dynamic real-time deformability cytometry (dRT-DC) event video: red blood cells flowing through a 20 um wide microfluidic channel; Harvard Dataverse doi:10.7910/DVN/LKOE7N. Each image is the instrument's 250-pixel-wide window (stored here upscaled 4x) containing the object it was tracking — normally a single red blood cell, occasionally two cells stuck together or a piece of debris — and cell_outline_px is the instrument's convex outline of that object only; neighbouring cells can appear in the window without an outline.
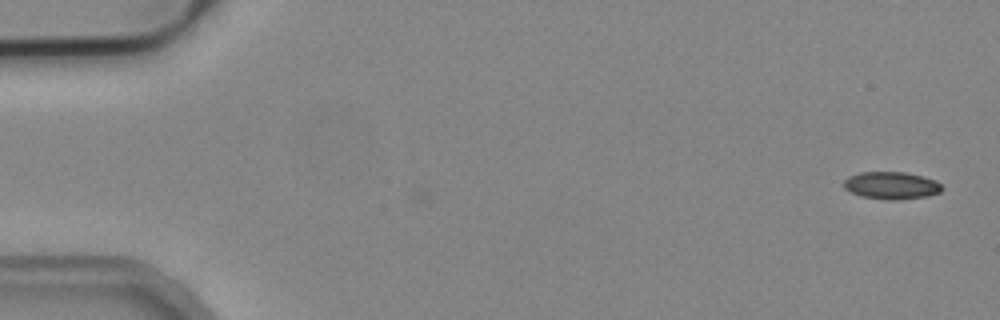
{"species": "common noctule bat (a hibernating species)", "species_latin": "Nyctalus noctula", "temperature_condition": "cold", "stored_images_in_passage": 3, "camera_frame_rate_fps": 3000, "um_per_image_px": 0.085, "animal": {"sex": "male", "body_mass_g": 19.2, "forearm_length_mm": 51.8}, "frame": {"image": 1, "passage_image": 1, "time_ms": 0.0, "image_size_px": [1000, 320], "cell_outline_px": [[944, 188], [940, 192], [928, 196], [896, 200], [888, 200], [860, 196], [844, 188], [844, 180], [848, 176], [860, 172], [904, 172], [924, 176], [936, 180]], "centroid_in_image_um": [75.78, 15.76], "position_along_channel_um": 9.2, "area_um2": 15.78}}